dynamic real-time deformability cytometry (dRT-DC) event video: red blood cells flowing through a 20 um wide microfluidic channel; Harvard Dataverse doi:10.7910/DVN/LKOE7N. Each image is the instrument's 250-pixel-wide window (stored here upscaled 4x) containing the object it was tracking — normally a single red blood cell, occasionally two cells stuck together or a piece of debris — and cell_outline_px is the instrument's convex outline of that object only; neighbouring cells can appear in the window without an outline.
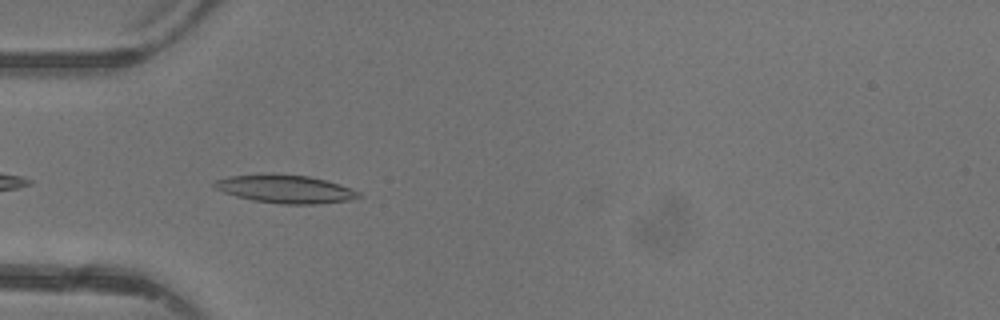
{"species": "common noctule bat (a hibernating species)", "species_latin": "Nyctalus noctula", "temperature_condition": "warm", "stored_images_in_passage": 4, "camera_frame_rate_fps": 3000, "um_per_image_px": 0.085, "animal": {"sex": "female"}, "frame": {"image": 1, "passage_image": 3, "time_ms": 2.333, "image_size_px": [1000, 320], "cell_outline_px": [[360, 196], [352, 200], [316, 204], [280, 204], [252, 200], [236, 196], [224, 192], [216, 188], [212, 184], [216, 180], [228, 176], [308, 176], [340, 184], [352, 188], [360, 192]], "centroid_in_image_um": [24.32, 16.11], "position_along_channel_um": 60.7, "area_um2": 22.83}}
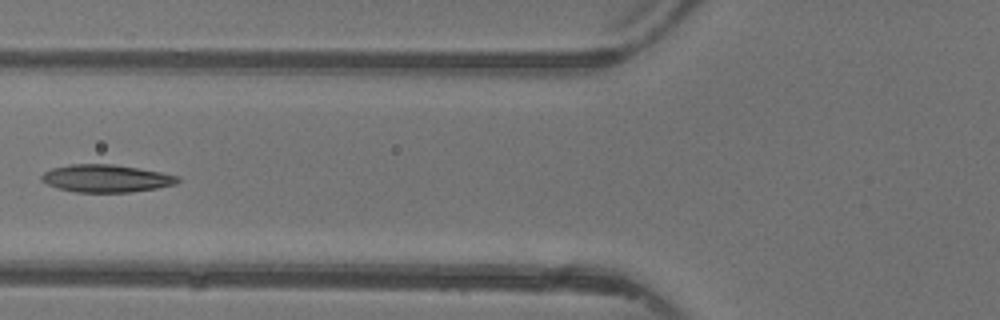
{"frame": {"image": 2, "passage_image": 4, "time_ms": 3.667, "image_size_px": [1000, 320], "cell_outline_px": [[180, 180], [176, 184], [156, 188], [128, 192], [76, 192], [56, 188], [40, 180], [40, 176], [44, 172], [52, 168], [72, 164], [112, 164], [160, 172], [180, 176]], "centroid_in_image_um": [9.0, 15.16], "position_along_channel_um": 116.8, "area_um2": 21.79}}